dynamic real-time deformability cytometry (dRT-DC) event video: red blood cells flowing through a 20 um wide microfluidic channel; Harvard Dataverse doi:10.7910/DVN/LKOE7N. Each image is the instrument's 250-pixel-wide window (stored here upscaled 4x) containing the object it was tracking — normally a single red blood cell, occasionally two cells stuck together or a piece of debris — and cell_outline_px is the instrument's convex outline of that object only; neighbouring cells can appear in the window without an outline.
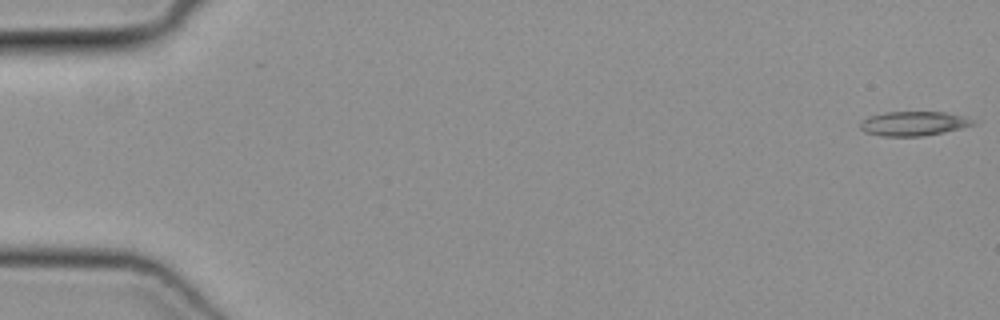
{"species": "common noctule bat (a hibernating species)", "species_latin": "Nyctalus noctula", "temperature_condition": "cold", "stored_images_in_passage": 14, "camera_frame_rate_fps": 3000, "um_per_image_px": 0.085, "animal": {"sex": "female", "body_mass_g": 19.3, "forearm_length_mm": 54.1}, "frame": {"image": 1, "passage_image": 1, "time_ms": 0.0, "image_size_px": [1000, 320], "cell_outline_px": [[972, 124], [960, 128], [944, 132], [920, 136], [880, 136], [864, 132], [860, 128], [860, 124], [868, 116], [884, 112], [944, 112], [964, 116], [972, 120]], "centroid_in_image_um": [77.58, 10.5], "position_along_channel_um": 7.4, "area_um2": 15.78}}
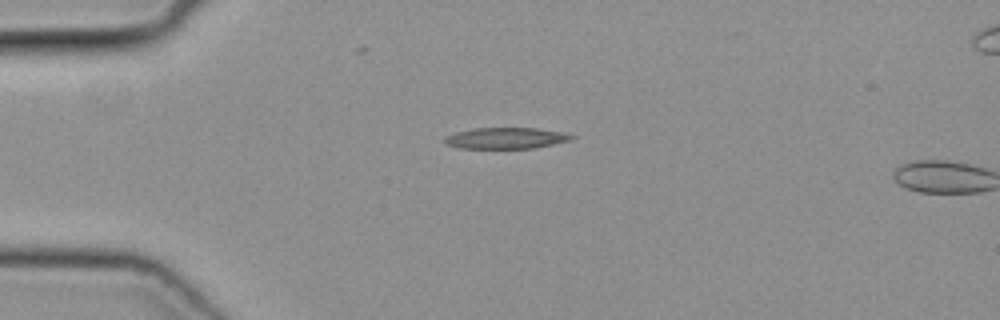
{"frame": {"image": 2, "passage_image": 13, "time_ms": 4.0, "image_size_px": [1000, 320], "cell_outline_px": [[576, 136], [572, 140], [532, 148], [456, 148], [444, 144], [444, 136], [456, 132], [472, 128], [536, 128], [560, 132]], "centroid_in_image_um": [42.93, 11.74], "position_along_channel_um": 42.1, "area_um2": 15.66}}